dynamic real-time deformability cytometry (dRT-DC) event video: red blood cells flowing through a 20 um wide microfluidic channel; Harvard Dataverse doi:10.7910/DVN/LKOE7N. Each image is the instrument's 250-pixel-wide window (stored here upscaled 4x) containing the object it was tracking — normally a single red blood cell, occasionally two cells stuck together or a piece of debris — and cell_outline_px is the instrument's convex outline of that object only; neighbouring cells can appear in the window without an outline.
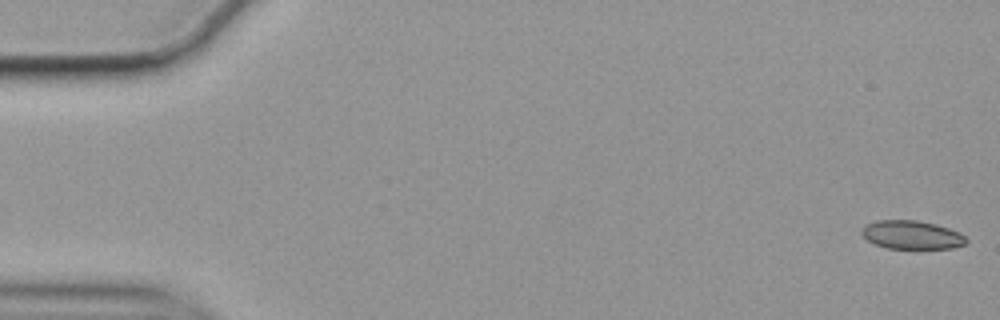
{"species": "common noctule bat (a hibernating species)", "species_latin": "Nyctalus noctula", "temperature_condition": "cold", "stored_images_in_passage": 14, "camera_frame_rate_fps": 3000, "um_per_image_px": 0.085, "animal": {"sex": "female", "body_mass_g": 19.9}, "frame": {"image": 1, "passage_image": 1, "time_ms": 0.0, "image_size_px": [1000, 320], "cell_outline_px": [[968, 240], [964, 244], [952, 248], [888, 248], [872, 244], [860, 232], [860, 228], [864, 224], [876, 220], [916, 220], [936, 224], [960, 232]], "centroid_in_image_um": [77.45, 19.95], "position_along_channel_um": 7.6, "area_um2": 17.46}}